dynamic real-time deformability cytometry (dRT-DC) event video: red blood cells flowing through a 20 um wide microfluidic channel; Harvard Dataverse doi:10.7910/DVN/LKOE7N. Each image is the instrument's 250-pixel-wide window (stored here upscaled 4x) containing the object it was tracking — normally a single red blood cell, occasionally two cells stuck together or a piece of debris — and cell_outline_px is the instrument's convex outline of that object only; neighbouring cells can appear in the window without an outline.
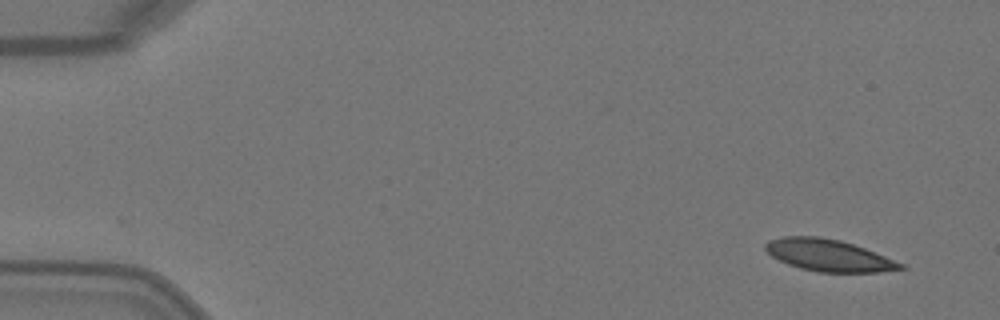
{"species": "Egyptian fruit bat (a non-hibernating species)", "species_latin": "Rousettus aegyptiacus", "temperature_condition": "warm", "stored_images_in_passage": 6, "segment_of_instrument_passage": [2, 2], "camera_frame_rate_fps": 3000, "um_per_image_px": 0.085, "animal": {"sex": "female"}, "frame": {"image": 1, "passage_image": 6, "time_ms": 1.667, "image_size_px": [1000, 320], "cell_outline_px": [[908, 268], [880, 272], [820, 272], [800, 268], [788, 264], [772, 256], [764, 248], [764, 244], [768, 240], [784, 236], [820, 236], [840, 240], [864, 248], [904, 264]], "centroid_in_image_um": [70.42, 21.7], "position_along_channel_um": 14.6, "area_um2": 24.97}}